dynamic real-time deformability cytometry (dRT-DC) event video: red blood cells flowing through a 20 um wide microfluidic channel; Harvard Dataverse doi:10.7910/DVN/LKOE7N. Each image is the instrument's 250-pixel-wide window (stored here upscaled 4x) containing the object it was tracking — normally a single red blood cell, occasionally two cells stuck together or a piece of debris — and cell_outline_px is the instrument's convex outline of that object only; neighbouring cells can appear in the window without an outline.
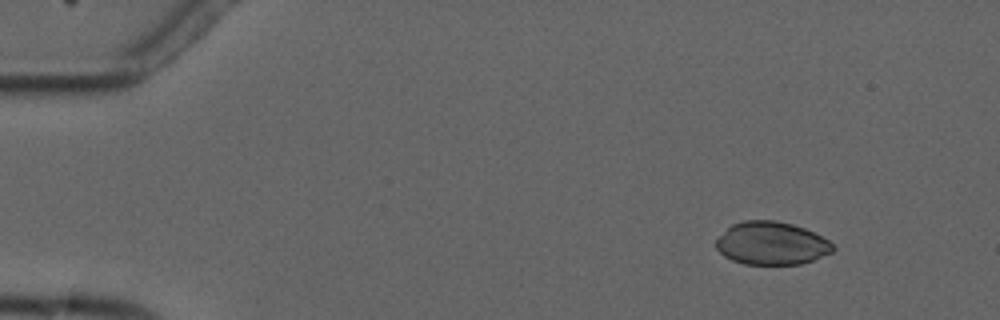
{"species": "common noctule bat (a hibernating species)", "species_latin": "Nyctalus noctula", "temperature_condition": "cold", "stored_images_in_passage": 4, "camera_frame_rate_fps": 3000, "um_per_image_px": 0.085, "animal": {"sex": "male", "forearm_length_mm": 52.5}, "frame": {"image": 1, "passage_image": 2, "time_ms": 1.333, "image_size_px": [1000, 320], "cell_outline_px": [[836, 248], [832, 252], [812, 260], [800, 264], [744, 264], [732, 260], [724, 256], [716, 248], [716, 240], [732, 224], [744, 220], [776, 220], [792, 224], [804, 228], [828, 240]], "centroid_in_image_um": [65.57, 20.68], "position_along_channel_um": 19.4, "area_um2": 29.07}}